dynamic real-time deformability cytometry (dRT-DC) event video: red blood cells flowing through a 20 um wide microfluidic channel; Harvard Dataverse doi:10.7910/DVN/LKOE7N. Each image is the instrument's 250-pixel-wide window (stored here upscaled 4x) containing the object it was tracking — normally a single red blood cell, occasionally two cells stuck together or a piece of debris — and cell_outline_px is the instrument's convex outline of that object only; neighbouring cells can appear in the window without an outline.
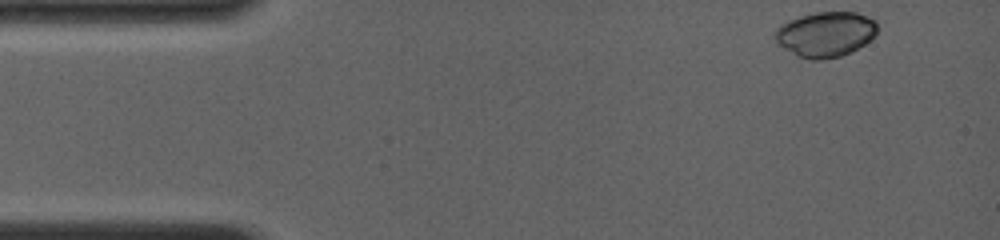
{"species": "common noctule bat (a hibernating species)", "species_latin": "Nyctalus noctula", "temperature_condition": "room temperature", "stored_images_in_passage": 28, "camera_frame_rate_fps": 4000, "um_per_image_px": 0.085, "animal": {"sex": "female", "body_mass_g": 19.0, "forearm_length_mm": 56.7}, "frame": {"image": 1, "passage_image": 1, "time_ms": 0.0, "image_size_px": [1000, 240], "cell_outline_px": [[876, 36], [852, 52], [840, 56], [824, 60], [812, 60], [800, 56], [776, 44], [772, 32], [776, 28], [788, 20], [800, 16], [816, 12], [856, 12], [876, 20]], "centroid_in_image_um": [70.15, 2.91], "position_along_channel_um": 14.8, "area_um2": 27.11}}
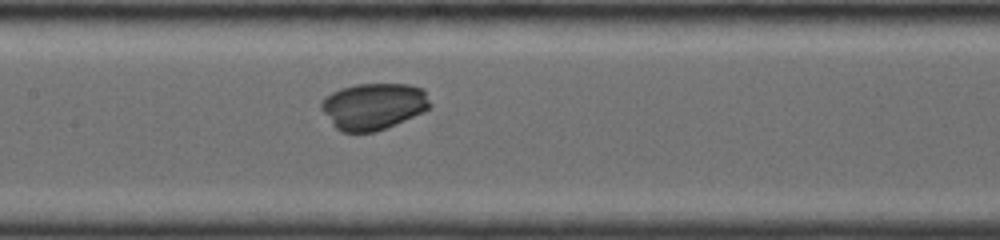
{"frame": {"image": 2, "passage_image": 16, "time_ms": 6.25, "image_size_px": [1000, 240], "cell_outline_px": [[432, 104], [424, 112], [384, 128], [372, 132], [344, 132], [336, 128], [332, 124], [320, 108], [320, 104], [332, 92], [340, 88], [356, 84], [408, 84], [424, 88]], "centroid_in_image_um": [31.77, 9.01], "position_along_channel_um": 175.6, "area_um2": 29.42}}
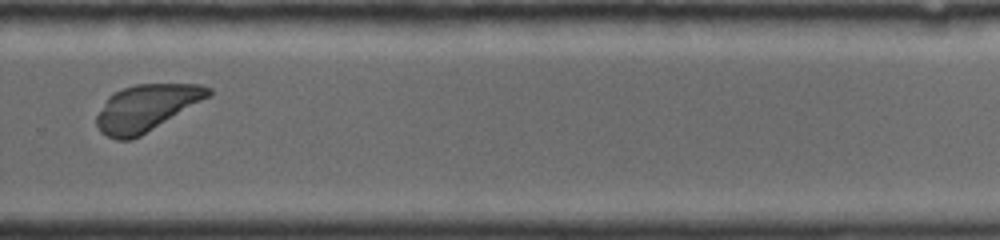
{"frame": {"image": 3, "passage_image": 23, "time_ms": 9.75, "image_size_px": [1000, 240], "cell_outline_px": [[212, 92], [208, 96], [140, 136], [132, 140], [116, 140], [100, 132], [96, 124], [96, 116], [108, 96], [124, 88], [136, 84], [204, 84], [212, 88]], "centroid_in_image_um": [12.4, 9.17], "position_along_channel_um": 317.4, "area_um2": 29.77}, "authors_computed_cell_mechanics": {"area_um2": 29.6803, "velocity_mm_per_s": 4.0597, "shape_relaxation_time_tau1_ms": 1.7689, "shape_relaxation_time_tau2_ms": 5.9408, "deformation_change_tau1": 0.1286, "deformation_change_tau2": 0.1196}}